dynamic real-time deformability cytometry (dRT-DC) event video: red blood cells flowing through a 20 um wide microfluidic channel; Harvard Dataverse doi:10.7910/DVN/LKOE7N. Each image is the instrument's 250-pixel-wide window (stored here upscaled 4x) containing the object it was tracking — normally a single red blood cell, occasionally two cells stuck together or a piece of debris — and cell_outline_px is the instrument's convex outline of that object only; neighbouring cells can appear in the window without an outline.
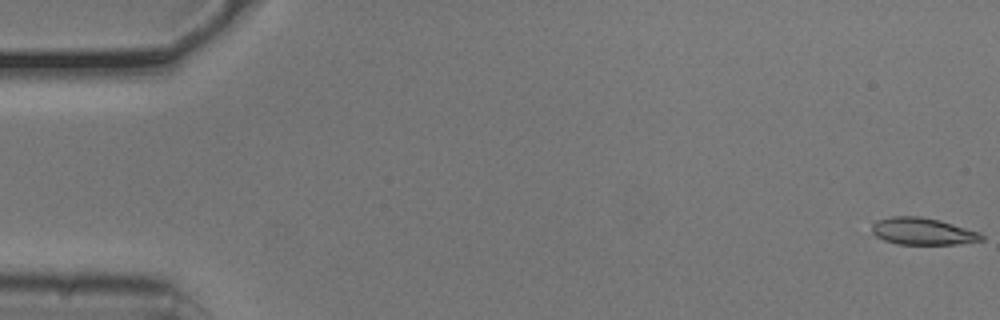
{"species": "common noctule bat (a hibernating species)", "species_latin": "Nyctalus noctula", "temperature_condition": "cold", "stored_images_in_passage": 9, "camera_frame_rate_fps": 3000, "um_per_image_px": 0.085, "animal": {"sex": "male", "body_mass_g": 20.5, "forearm_length_mm": 52.5}, "frame": {"image": 1, "passage_image": 1, "time_ms": 0.0, "image_size_px": [1000, 320], "cell_outline_px": [[984, 240], [956, 244], [896, 244], [884, 240], [868, 232], [872, 224], [876, 220], [892, 216], [920, 216], [940, 220], [980, 232], [984, 236]], "centroid_in_image_um": [78.38, 19.66], "position_along_channel_um": 6.6, "area_um2": 17.51}}